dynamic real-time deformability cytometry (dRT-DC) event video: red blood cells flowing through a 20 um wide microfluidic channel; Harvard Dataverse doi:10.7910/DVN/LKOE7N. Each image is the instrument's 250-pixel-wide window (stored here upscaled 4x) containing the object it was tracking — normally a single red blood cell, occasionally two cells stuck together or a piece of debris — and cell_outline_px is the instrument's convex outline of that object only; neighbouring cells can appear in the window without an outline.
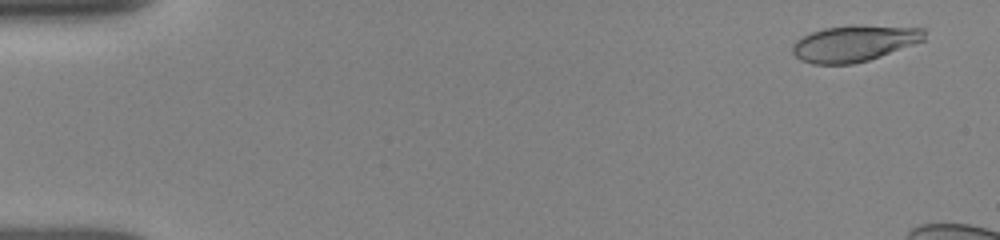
{"species": "human", "species_latin": "Homo sapiens", "temperature_condition": "room temperature", "stored_images_in_passage": 14, "camera_frame_rate_fps": 3000, "um_per_image_px": 0.085, "donor": {"sex": "female"}, "frame": {"image": 1, "passage_image": 3, "time_ms": 0.667, "image_size_px": [1000, 240], "cell_outline_px": [[924, 40], [880, 56], [868, 60], [852, 64], [812, 64], [800, 60], [792, 52], [792, 44], [796, 40], [812, 32], [824, 28], [852, 24], [856, 24], [924, 28]], "centroid_in_image_um": [72.58, 3.67], "position_along_channel_um": 12.4, "area_um2": 27.86}}